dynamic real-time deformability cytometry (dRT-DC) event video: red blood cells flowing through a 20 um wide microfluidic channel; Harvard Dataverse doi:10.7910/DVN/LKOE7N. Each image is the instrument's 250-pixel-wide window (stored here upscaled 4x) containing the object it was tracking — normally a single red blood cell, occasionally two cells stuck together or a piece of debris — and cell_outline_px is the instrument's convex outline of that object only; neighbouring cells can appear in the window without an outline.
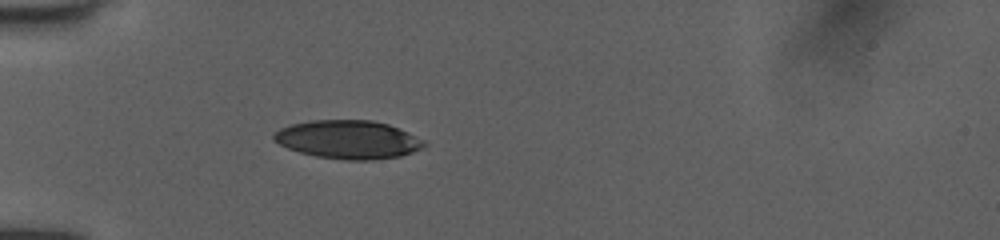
{"species": "human", "species_latin": "Homo sapiens", "temperature_condition": "room temperature", "stored_images_in_passage": 36, "camera_frame_rate_fps": 3000, "um_per_image_px": 0.085, "donor": {"sex": "female"}, "frame": {"image": 1, "passage_image": 1, "time_ms": 0.0, "image_size_px": [1000, 240], "cell_outline_px": [[428, 144], [424, 148], [400, 156], [372, 160], [348, 160], [316, 156], [300, 152], [288, 148], [272, 140], [272, 136], [280, 128], [288, 124], [312, 120], [372, 120], [388, 124], [424, 140]], "centroid_in_image_um": [29.58, 11.86], "position_along_channel_um": 55.4, "area_um2": 33.64}}
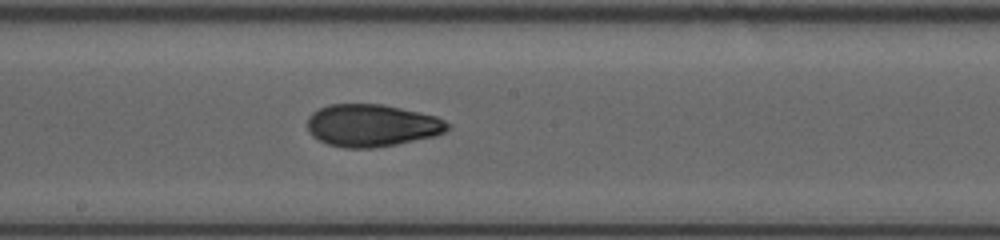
{"frame": {"image": 2, "passage_image": 14, "time_ms": 4.333, "image_size_px": [1000, 240], "cell_outline_px": [[452, 128], [436, 136], [376, 148], [344, 148], [328, 144], [316, 140], [308, 132], [308, 116], [312, 112], [328, 104], [380, 104], [400, 108], [436, 116], [452, 124]], "centroid_in_image_um": [31.61, 10.67], "position_along_channel_um": 216.6, "area_um2": 34.91}}
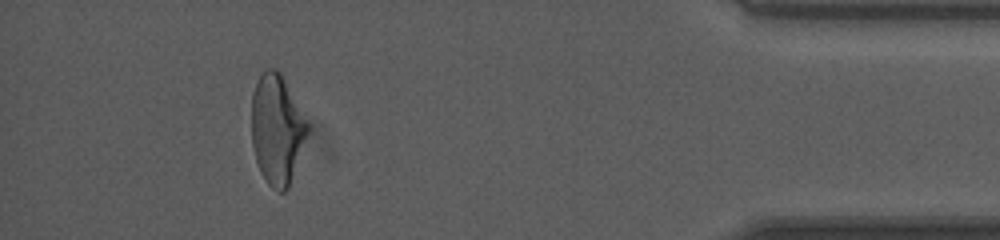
{"frame": {"image": 3, "passage_image": 32, "time_ms": 10.333, "image_size_px": [1000, 240], "cell_outline_px": [[308, 132], [288, 188], [284, 192], [280, 192], [272, 188], [268, 184], [260, 172], [256, 160], [252, 144], [252, 92], [260, 76], [268, 68], [276, 68], [280, 72], [308, 124]], "centroid_in_image_um": [23.52, 11.01], "position_along_channel_um": 411.7, "area_um2": 35.2}, "authors_computed_cell_mechanics": {"area_um2": 34.9401, "velocity_mm_per_s": 4.0508, "shape_relaxation_time_tau1_ms": 5.6021, "shape_relaxation_time_tau2_ms": 2.1079, "deformation_change_tau1": 0.1779, "deformation_change_tau2": 0.0788}}